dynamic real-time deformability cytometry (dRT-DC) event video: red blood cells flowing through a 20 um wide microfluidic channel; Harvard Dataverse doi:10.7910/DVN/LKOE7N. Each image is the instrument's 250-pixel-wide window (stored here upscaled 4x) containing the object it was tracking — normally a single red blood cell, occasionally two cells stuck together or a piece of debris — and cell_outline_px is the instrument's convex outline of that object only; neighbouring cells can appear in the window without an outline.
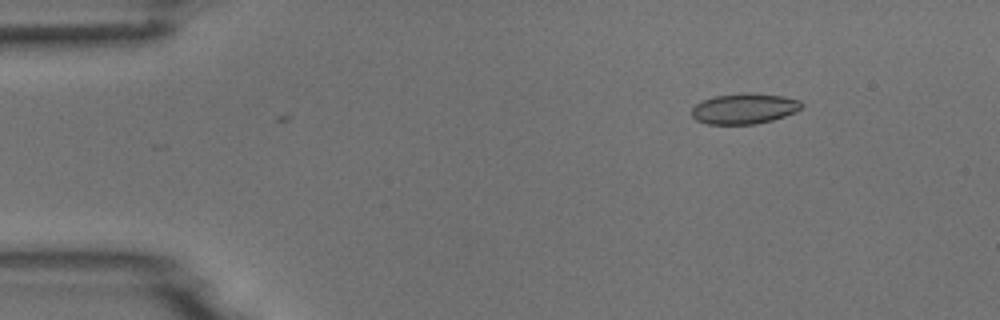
{"species": "common noctule bat (a hibernating species)", "species_latin": "Nyctalus noctula", "temperature_condition": "room temperature", "stored_images_in_passage": 7, "camera_frame_rate_fps": 3000, "um_per_image_px": 0.085, "animal": {"sex": "male", "body_mass_g": 18.8}, "frame": {"image": 1, "passage_image": 7, "time_ms": 2.0, "image_size_px": [1000, 320], "cell_outline_px": [[804, 104], [796, 112], [772, 120], [756, 124], [708, 124], [696, 120], [692, 116], [692, 108], [700, 100], [716, 96], [744, 92], [748, 92], [784, 96], [800, 100]], "centroid_in_image_um": [63.26, 9.22], "position_along_channel_um": 21.7, "area_um2": 19.71}}